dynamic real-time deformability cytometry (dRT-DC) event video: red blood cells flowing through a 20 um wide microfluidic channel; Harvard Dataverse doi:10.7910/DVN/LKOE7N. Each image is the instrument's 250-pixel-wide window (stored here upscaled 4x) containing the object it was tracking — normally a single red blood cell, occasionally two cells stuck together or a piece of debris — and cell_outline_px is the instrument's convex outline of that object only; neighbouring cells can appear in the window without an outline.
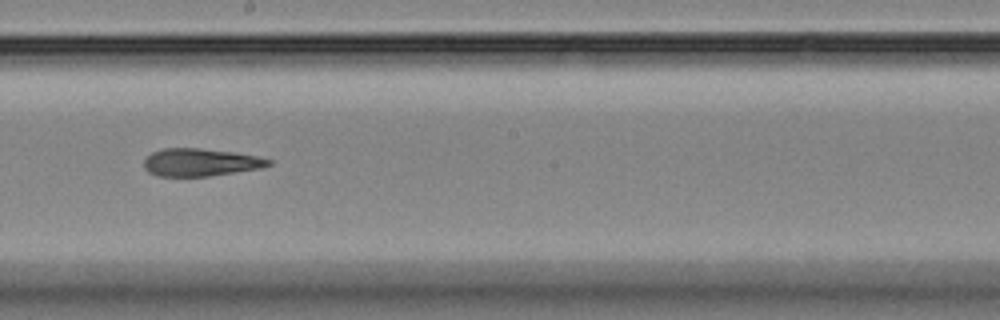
{"species": "Egyptian fruit bat (a non-hibernating species)", "species_latin": "Rousettus aegyptiacus", "temperature_condition": "room temperature", "stored_images_in_passage": 13, "camera_frame_rate_fps": 3000, "um_per_image_px": 0.085, "animal": {"sex": "female"}, "frame": {"image": 1, "passage_image": 8, "time_ms": 9.333, "image_size_px": [1000, 320], "cell_outline_px": [[272, 164], [260, 168], [208, 176], [156, 176], [148, 172], [144, 168], [144, 160], [152, 152], [164, 148], [200, 148], [236, 152], [256, 156], [272, 160]], "centroid_in_image_um": [17.02, 13.79], "position_along_channel_um": 231.2, "area_um2": 20.06}}
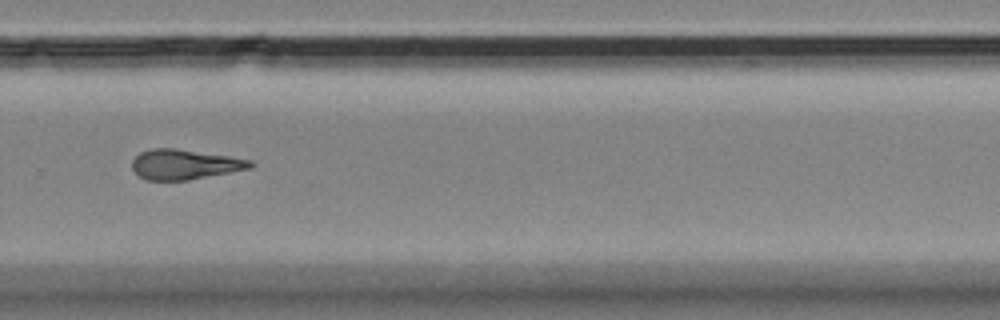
{"frame": {"image": 2, "passage_image": 10, "time_ms": 11.667, "image_size_px": [1000, 320], "cell_outline_px": [[256, 164], [252, 168], [188, 180], [148, 180], [140, 176], [132, 168], [132, 160], [140, 152], [152, 148], [176, 148], [228, 156], [252, 160]], "centroid_in_image_um": [15.72, 13.97], "position_along_channel_um": 314.1, "area_um2": 20.63}}
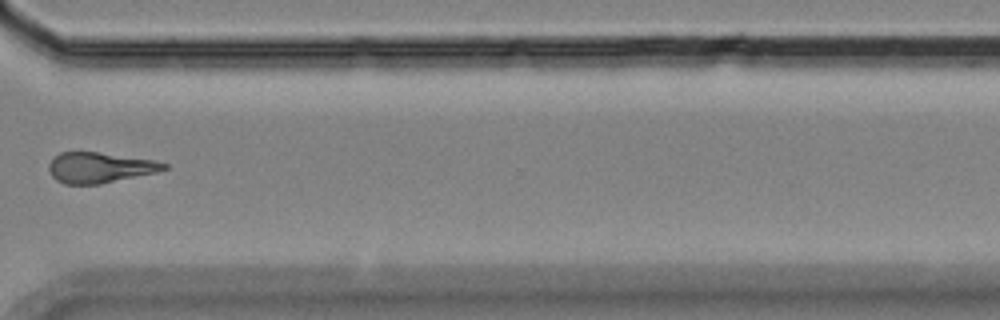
{"frame": {"image": 3, "passage_image": 11, "time_ms": 13.0, "image_size_px": [1000, 320], "cell_outline_px": [[168, 168], [156, 172], [100, 184], [64, 184], [56, 180], [52, 176], [48, 168], [48, 164], [60, 152], [96, 152], [152, 160], [168, 164]], "centroid_in_image_um": [8.45, 14.25], "position_along_channel_um": 362.2, "area_um2": 20.17}, "authors_computed_cell_mechanics": {"area_um2": 20.7502, "velocity_mm_per_s": 3.5775, "shape_relaxation_time_tau1_ms": null, "shape_relaxation_time_tau2_ms": 4.4793, "deformation_change_tau1": null, "deformation_change_tau2": 0.1349}}